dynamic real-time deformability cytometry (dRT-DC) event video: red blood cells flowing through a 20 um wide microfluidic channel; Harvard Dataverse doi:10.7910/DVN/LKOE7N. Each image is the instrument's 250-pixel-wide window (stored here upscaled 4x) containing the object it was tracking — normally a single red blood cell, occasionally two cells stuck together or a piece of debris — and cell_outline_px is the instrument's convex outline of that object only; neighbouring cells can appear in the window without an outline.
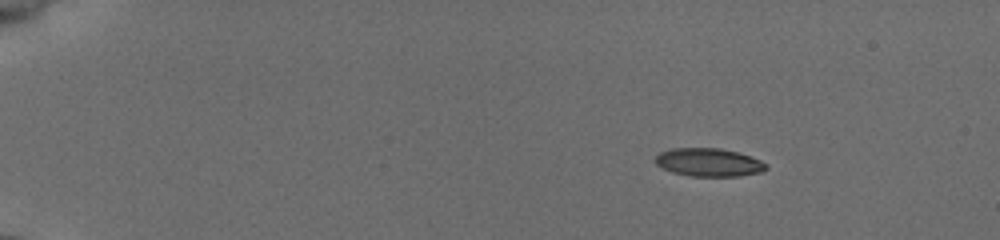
{"species": "common noctule bat (a hibernating species)", "species_latin": "Nyctalus noctula", "temperature_condition": "cold", "stored_images_in_passage": 17, "camera_frame_rate_fps": 3000, "um_per_image_px": 0.085, "animal": {"sex": "female", "body_mass_g": 19.5, "forearm_length_mm": 54.1}, "frame": {"image": 1, "passage_image": 4, "time_ms": 2.333, "image_size_px": [1000, 240], "cell_outline_px": [[768, 168], [760, 172], [740, 176], [692, 176], [672, 172], [656, 164], [656, 156], [660, 152], [672, 148], [720, 148], [736, 152], [760, 160], [768, 164]], "centroid_in_image_um": [60.25, 13.8], "position_along_channel_um": 24.7, "area_um2": 18.03}}
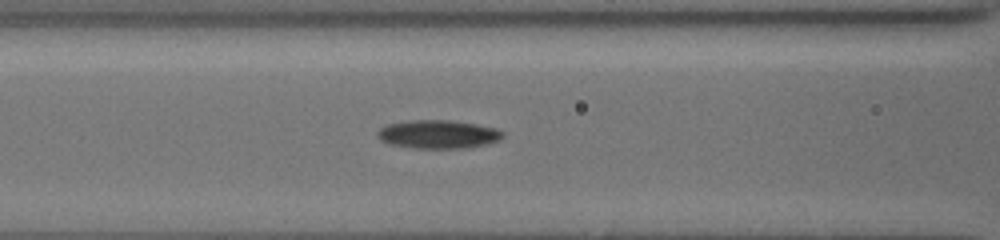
{"frame": {"image": 2, "passage_image": 12, "time_ms": 8.0, "image_size_px": [1000, 240], "cell_outline_px": [[504, 136], [500, 140], [488, 144], [472, 148], [412, 148], [388, 144], [380, 140], [376, 136], [376, 132], [380, 128], [388, 124], [408, 120], [448, 120], [476, 124], [496, 128], [504, 132]], "centroid_in_image_um": [37.24, 11.42], "position_along_channel_um": 129.4, "area_um2": 21.1}}
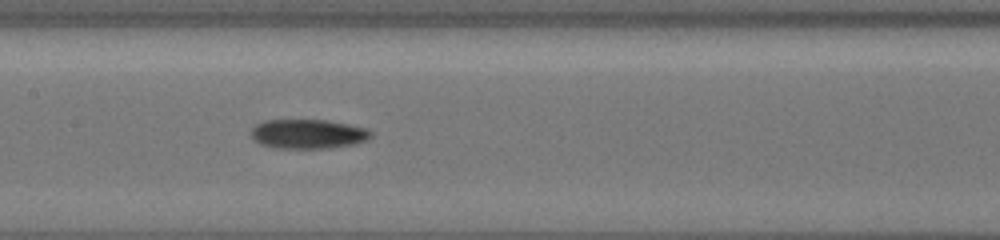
{"frame": {"image": 3, "passage_image": 16, "time_ms": 9.333, "image_size_px": [1000, 240], "cell_outline_px": [[372, 136], [368, 140], [356, 144], [328, 148], [276, 148], [260, 144], [252, 136], [252, 128], [256, 124], [264, 120], [324, 120], [368, 128], [372, 132]], "centroid_in_image_um": [26.22, 11.39], "position_along_channel_um": 181.2, "area_um2": 20.52}}